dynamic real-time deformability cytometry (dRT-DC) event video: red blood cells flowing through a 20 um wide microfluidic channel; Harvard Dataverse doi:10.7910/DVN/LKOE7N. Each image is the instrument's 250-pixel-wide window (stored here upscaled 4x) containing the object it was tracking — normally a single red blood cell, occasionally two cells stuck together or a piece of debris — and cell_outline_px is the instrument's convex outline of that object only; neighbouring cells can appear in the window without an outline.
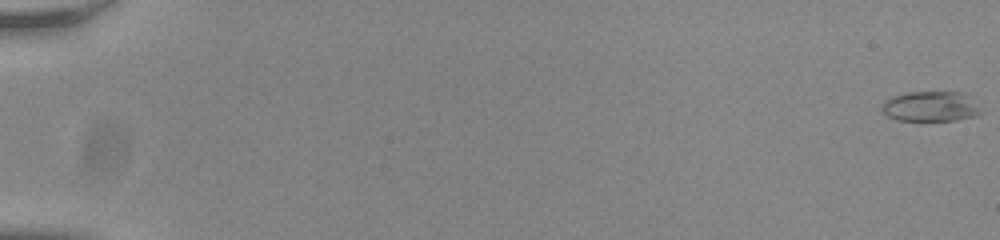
{"species": "common noctule bat (a hibernating species)", "species_latin": "Nyctalus noctula", "temperature_condition": "room temperature", "stored_images_in_passage": 56, "camera_frame_rate_fps": 3000, "um_per_image_px": 0.085, "animal": {"sex": "male", "body_mass_g": 20.0, "forearm_length_mm": 53.3}, "frame": {"image": 1, "passage_image": 1, "time_ms": 0.0, "image_size_px": [1000, 240], "cell_outline_px": [[984, 112], [976, 116], [956, 120], [896, 120], [888, 116], [880, 108], [880, 104], [884, 100], [892, 96], [908, 92], [964, 92]], "centroid_in_image_um": [79.08, 9.04], "position_along_channel_um": 5.9, "area_um2": 17.51}}
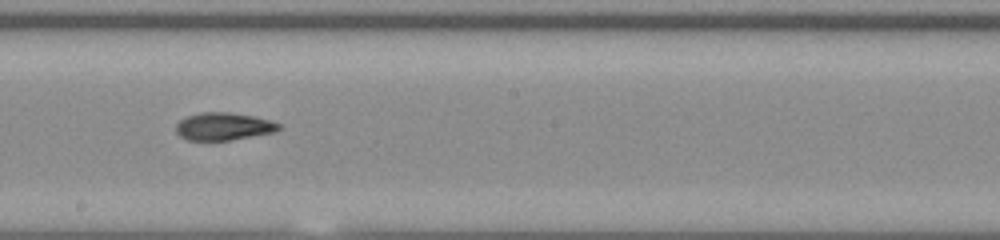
{"frame": {"image": 2, "passage_image": 34, "time_ms": 11.0, "image_size_px": [1000, 240], "cell_outline_px": [[284, 128], [276, 132], [228, 140], [188, 140], [180, 136], [176, 132], [176, 124], [180, 120], [188, 116], [200, 112], [232, 112], [252, 116], [268, 120], [280, 124]], "centroid_in_image_um": [19.02, 10.74], "position_along_channel_um": 229.2, "area_um2": 16.53}}
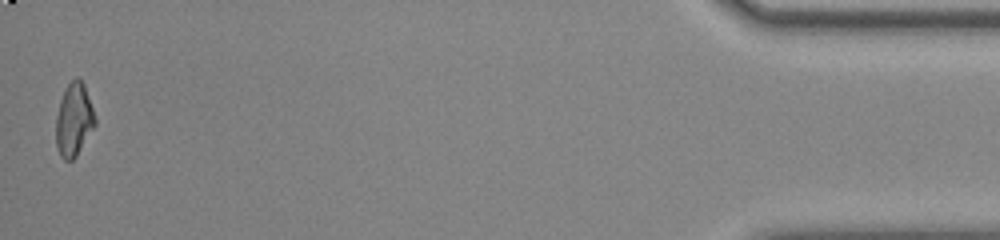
{"frame": {"image": 3, "passage_image": 56, "time_ms": 18.333, "image_size_px": [1000, 240], "cell_outline_px": [[96, 124], [76, 156], [72, 160], [64, 160], [60, 156], [56, 144], [56, 116], [60, 100], [68, 84], [76, 76], [84, 84], [96, 120]], "centroid_in_image_um": [6.27, 10.2], "position_along_channel_um": 428.9, "area_um2": 16.42}, "authors_computed_cell_mechanics": {"area_um2": 16.8198, "velocity_mm_per_s": 3.8258, "shape_relaxation_time_tau1_ms": null, "shape_relaxation_time_tau2_ms": 10.6836, "deformation_change_tau1": null, "deformation_change_tau2": 0.1939}}